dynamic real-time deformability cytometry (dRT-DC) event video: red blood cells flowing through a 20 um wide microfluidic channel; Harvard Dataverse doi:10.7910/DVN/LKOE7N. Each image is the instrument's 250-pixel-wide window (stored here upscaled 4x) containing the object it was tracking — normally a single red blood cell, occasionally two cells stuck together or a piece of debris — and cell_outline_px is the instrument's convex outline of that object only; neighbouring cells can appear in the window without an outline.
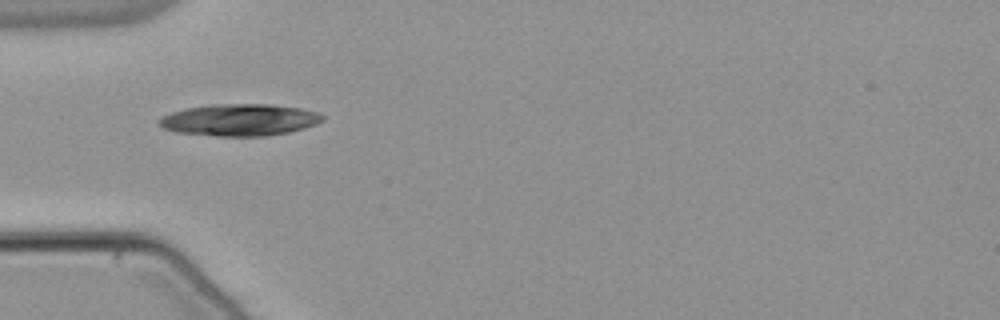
{"species": "common noctule bat (a hibernating species)", "species_latin": "Nyctalus noctula", "temperature_condition": "warm", "stored_images_in_passage": 10, "camera_frame_rate_fps": 3000, "um_per_image_px": 0.085, "animal": {"sex": "male", "body_mass_g": 21.5, "forearm_length_mm": 52.0}, "frame": {"image": 1, "passage_image": 1, "time_ms": 0.0, "image_size_px": [1000, 320], "cell_outline_px": [[324, 120], [316, 124], [304, 128], [288, 132], [268, 136], [216, 136], [176, 132], [164, 128], [156, 124], [156, 120], [172, 112], [184, 108], [212, 104], [272, 104], [300, 108], [316, 112], [324, 116]], "centroid_in_image_um": [20.34, 10.19], "position_along_channel_um": 64.7, "area_um2": 30.52}}